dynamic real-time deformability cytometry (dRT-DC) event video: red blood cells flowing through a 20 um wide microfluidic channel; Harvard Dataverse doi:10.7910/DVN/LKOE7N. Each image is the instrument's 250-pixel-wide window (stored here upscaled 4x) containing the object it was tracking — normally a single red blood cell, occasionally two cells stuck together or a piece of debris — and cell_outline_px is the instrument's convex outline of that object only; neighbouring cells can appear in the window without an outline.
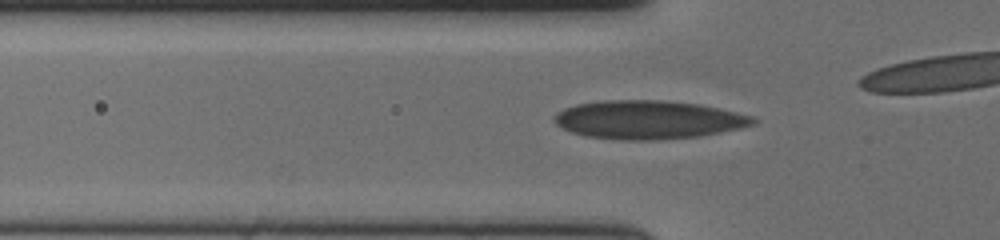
{"species": "human", "species_latin": "Homo sapiens", "temperature_condition": "cold", "stored_images_in_passage": 44, "camera_frame_rate_fps": 3000, "um_per_image_px": 0.085, "donor": {"sex": "female"}, "frame": {"image": 1, "passage_image": 17, "time_ms": 5.333, "image_size_px": [1000, 240], "cell_outline_px": [[756, 124], [744, 128], [700, 136], [664, 140], [620, 140], [584, 136], [572, 132], [556, 124], [552, 120], [552, 116], [556, 112], [564, 108], [576, 104], [600, 100], [660, 100], [700, 104], [720, 108], [752, 116], [756, 120]], "centroid_in_image_um": [55.1, 10.18], "position_along_channel_um": 70.7, "area_um2": 45.14}}
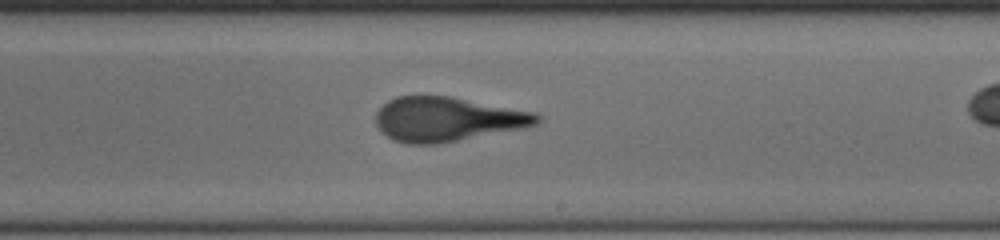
{"frame": {"image": 2, "passage_image": 32, "time_ms": 10.333, "image_size_px": [1000, 240], "cell_outline_px": [[540, 124], [520, 128], [436, 144], [408, 144], [392, 140], [376, 124], [376, 112], [388, 100], [396, 96], [452, 96], [536, 112], [540, 116]], "centroid_in_image_um": [38.02, 10.11], "position_along_channel_um": 251.0, "area_um2": 41.44}}
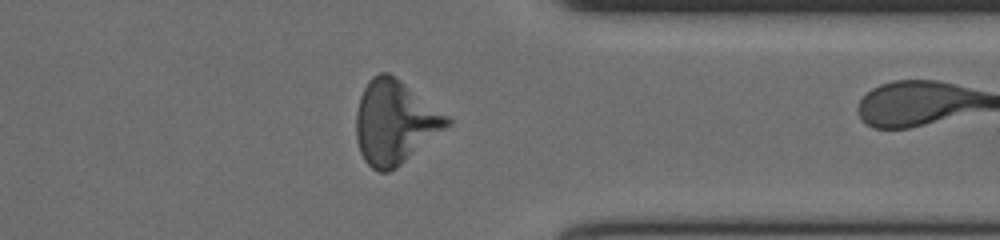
{"frame": {"image": 3, "passage_image": 43, "time_ms": 14.0, "image_size_px": [1000, 240], "cell_outline_px": [[452, 124], [396, 168], [388, 172], [380, 172], [372, 168], [364, 160], [360, 152], [356, 140], [356, 112], [360, 96], [368, 80], [372, 76], [380, 72], [388, 72], [400, 80], [448, 116], [452, 120]], "centroid_in_image_um": [33.54, 10.4], "position_along_channel_um": 377.9, "area_um2": 44.1}}